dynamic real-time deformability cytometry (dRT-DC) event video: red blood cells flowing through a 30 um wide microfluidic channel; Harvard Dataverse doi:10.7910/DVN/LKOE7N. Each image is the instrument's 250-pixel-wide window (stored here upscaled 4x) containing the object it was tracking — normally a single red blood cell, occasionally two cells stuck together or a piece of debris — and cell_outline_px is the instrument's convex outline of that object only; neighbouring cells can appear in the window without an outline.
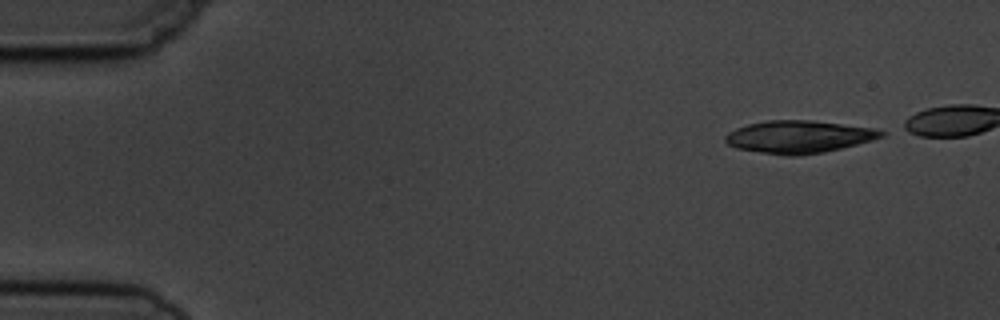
{"species": "common noctule bat (a hibernating species)", "species_latin": "Nyctalus noctula", "temperature_condition": "cold", "stored_images_in_passage": 5, "camera_frame_rate_fps": 3000, "um_per_image_px": 0.085, "animal": {"sex": "male", "body_mass_g": 19.5, "forearm_length_mm": 54.6}, "frame": {"image": 1, "passage_image": 1, "time_ms": 0.0, "image_size_px": [1000, 320], "cell_outline_px": [[888, 132], [884, 136], [872, 140], [824, 152], [800, 156], [788, 156], [736, 148], [728, 144], [724, 140], [724, 136], [728, 132], [736, 128], [748, 124], [768, 120], [812, 120], [876, 128]], "centroid_in_image_um": [67.92, 11.62], "position_along_channel_um": 17.1, "area_um2": 29.65}}